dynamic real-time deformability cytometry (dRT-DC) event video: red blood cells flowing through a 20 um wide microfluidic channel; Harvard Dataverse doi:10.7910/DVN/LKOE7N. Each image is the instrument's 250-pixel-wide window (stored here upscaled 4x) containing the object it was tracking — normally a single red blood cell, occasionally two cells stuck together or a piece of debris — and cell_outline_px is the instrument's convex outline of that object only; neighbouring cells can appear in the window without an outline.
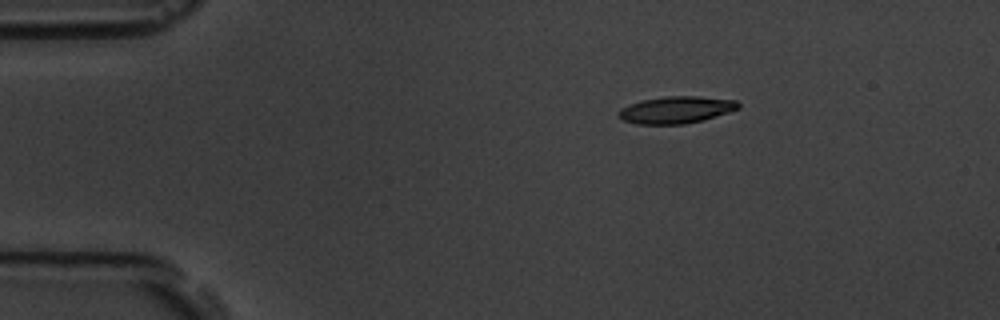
{"species": "common noctule bat (a hibernating species)", "species_latin": "Nyctalus noctula", "temperature_condition": "room temperature", "stored_images_in_passage": 47, "camera_frame_rate_fps": 3000, "um_per_image_px": 0.085, "animal": {"sex": "male", "body_mass_g": 19.5, "forearm_length_mm": 54.6}, "frame": {"image": 1, "passage_image": 1, "time_ms": 0.0, "image_size_px": [1000, 320], "cell_outline_px": [[740, 108], [704, 120], [684, 124], [636, 124], [624, 120], [616, 116], [616, 112], [620, 108], [628, 104], [644, 100], [668, 96], [700, 96], [736, 100], [740, 104]], "centroid_in_image_um": [57.45, 9.34], "position_along_channel_um": 27.6, "area_um2": 18.96}}
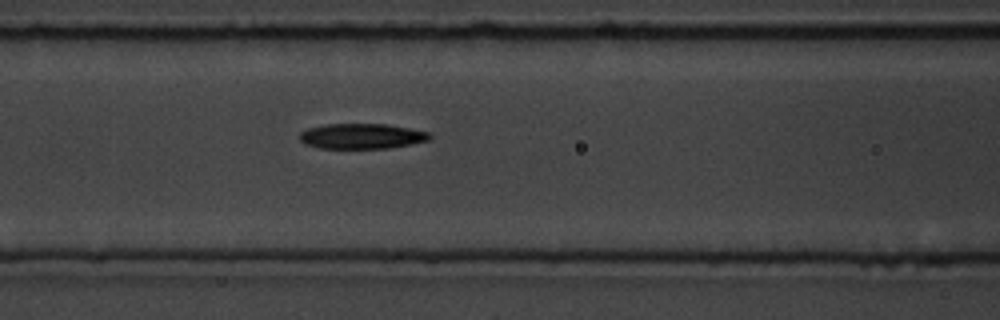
{"frame": {"image": 2, "passage_image": 15, "time_ms": 4.667, "image_size_px": [1000, 320], "cell_outline_px": [[432, 136], [428, 140], [412, 144], [388, 148], [316, 148], [304, 144], [300, 140], [300, 132], [308, 128], [324, 124], [388, 124], [428, 132]], "centroid_in_image_um": [30.71, 11.57], "position_along_channel_um": 135.9, "area_um2": 19.19}}
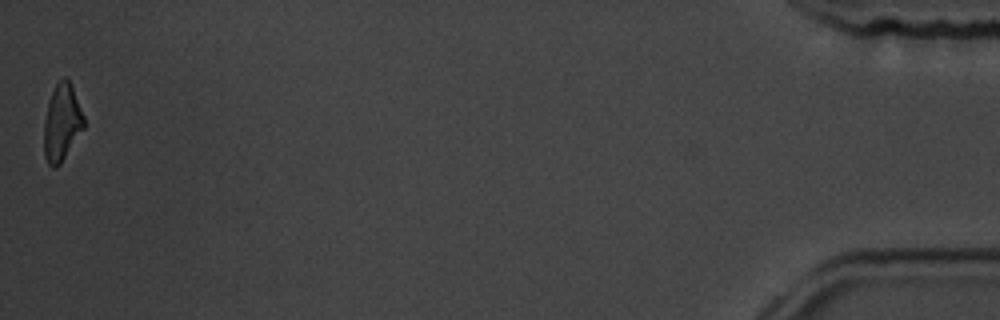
{"frame": {"image": 3, "passage_image": 47, "time_ms": 15.333, "image_size_px": [1000, 320], "cell_outline_px": [[84, 128], [60, 164], [56, 168], [52, 168], [48, 164], [44, 156], [44, 120], [48, 104], [52, 92], [56, 84], [64, 76], [72, 84], [84, 116]], "centroid_in_image_um": [5.26, 10.43], "position_along_channel_um": 429.9, "area_um2": 17.86}, "authors_computed_cell_mechanics": {"area_um2": 19.3052, "velocity_mm_per_s": 3.6689, "shape_relaxation_time_tau1_ms": 7.0424, "shape_relaxation_time_tau2_ms": null, "deformation_change_tau1": 0.1979, "deformation_change_tau2": null}}